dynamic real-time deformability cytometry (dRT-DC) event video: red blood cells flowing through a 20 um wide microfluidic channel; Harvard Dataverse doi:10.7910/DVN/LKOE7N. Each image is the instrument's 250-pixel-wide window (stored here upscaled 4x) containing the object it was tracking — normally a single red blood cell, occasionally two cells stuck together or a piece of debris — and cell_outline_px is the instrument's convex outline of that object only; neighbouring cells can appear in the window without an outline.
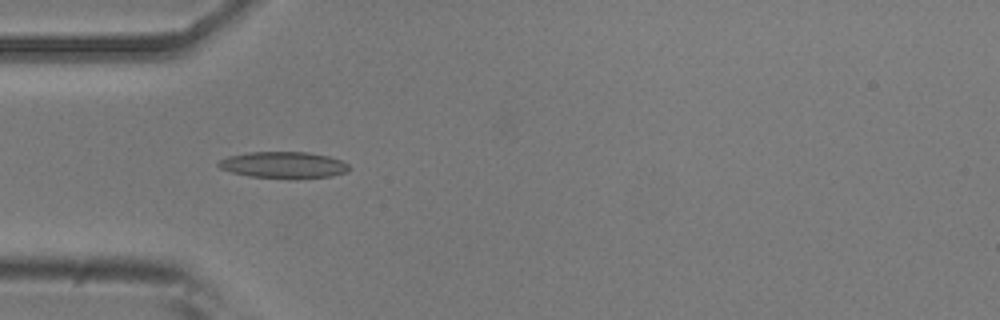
{"species": "common noctule bat (a hibernating species)", "species_latin": "Nyctalus noctula", "temperature_condition": "room temperature", "stored_images_in_passage": 39, "camera_frame_rate_fps": 3000, "um_per_image_px": 0.085, "animal": {"sex": "male", "body_mass_g": 20.5, "forearm_length_mm": 52.5}, "frame": {"image": 1, "passage_image": 2, "time_ms": 0.333, "image_size_px": [1000, 320], "cell_outline_px": [[348, 172], [332, 176], [292, 180], [288, 180], [248, 176], [232, 172], [220, 168], [216, 164], [220, 160], [228, 156], [248, 152], [308, 152], [328, 156], [340, 160], [348, 164]], "centroid_in_image_um": [24.1, 14.04], "position_along_channel_um": 60.9, "area_um2": 20.58}}
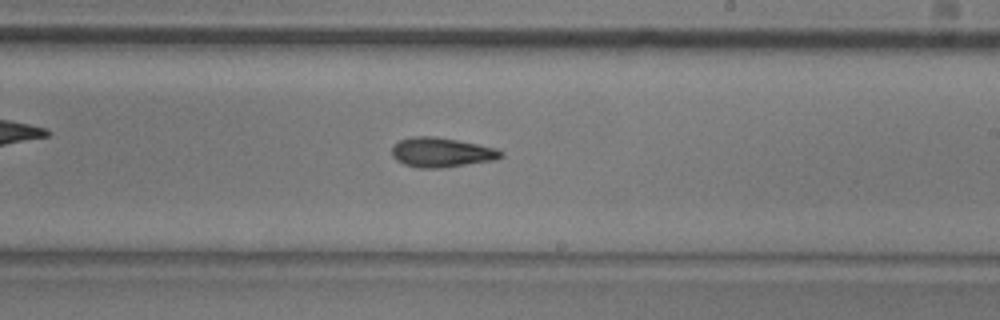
{"frame": {"image": 2, "passage_image": 17, "time_ms": 5.333, "image_size_px": [1000, 320], "cell_outline_px": [[504, 156], [496, 160], [440, 168], [416, 168], [404, 164], [396, 160], [392, 156], [392, 148], [400, 140], [412, 136], [436, 136], [496, 148], [504, 152]], "centroid_in_image_um": [37.53, 12.96], "position_along_channel_um": 251.5, "area_um2": 18.84}}
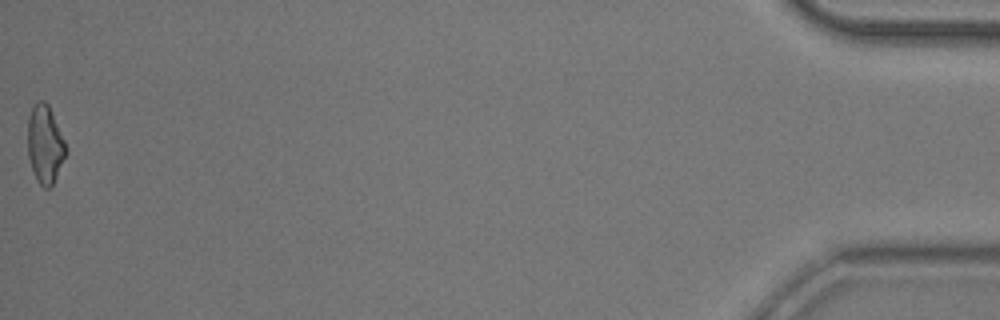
{"frame": {"image": 3, "passage_image": 39, "time_ms": 12.667, "image_size_px": [1000, 320], "cell_outline_px": [[68, 152], [52, 184], [48, 188], [44, 188], [36, 180], [28, 156], [28, 116], [32, 108], [40, 100], [44, 100], [48, 104], [64, 140]], "centroid_in_image_um": [3.82, 12.27], "position_along_channel_um": 431.4, "area_um2": 17.17}, "authors_computed_cell_mechanics": {"area_um2": 18.0914, "velocity_mm_per_s": 3.8154, "shape_relaxation_time_tau1_ms": 11.2355, "shape_relaxation_time_tau2_ms": 9.7348, "deformation_change_tau1": 0.2388, "deformation_change_tau2": 0.2265}}